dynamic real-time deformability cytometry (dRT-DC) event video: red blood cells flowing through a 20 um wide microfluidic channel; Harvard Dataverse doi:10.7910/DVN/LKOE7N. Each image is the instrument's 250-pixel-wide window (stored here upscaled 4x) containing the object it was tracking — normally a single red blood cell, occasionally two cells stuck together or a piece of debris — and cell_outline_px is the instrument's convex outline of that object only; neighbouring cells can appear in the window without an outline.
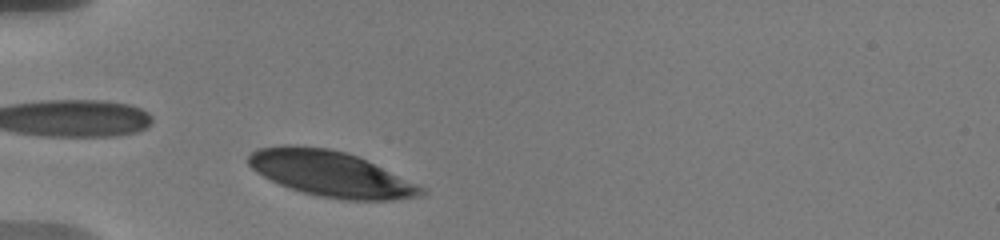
{"species": "human", "species_latin": "Homo sapiens", "temperature_condition": "warm", "stored_images_in_passage": 48, "camera_frame_rate_fps": 3000, "um_per_image_px": 0.085, "donor": {"sex": "male"}, "frame": {"image": 1, "passage_image": 1, "time_ms": 0.0, "image_size_px": [1000, 240], "cell_outline_px": [[424, 192], [420, 196], [392, 200], [344, 200], [316, 196], [280, 184], [256, 172], [248, 164], [248, 156], [252, 152], [260, 148], [280, 144], [296, 144], [332, 148], [356, 156], [424, 188]], "centroid_in_image_um": [28.04, 14.75], "position_along_channel_um": 57.0, "area_um2": 45.37}}
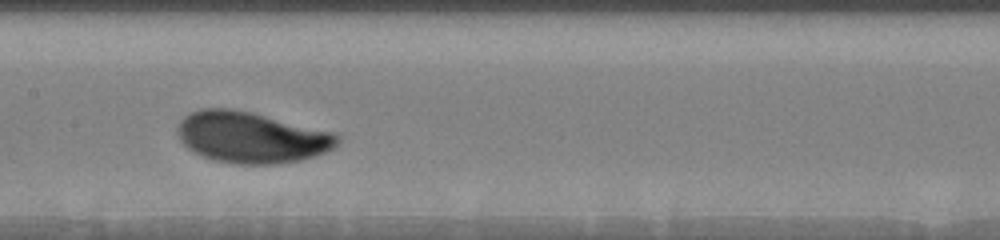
{"frame": {"image": 2, "passage_image": 18, "time_ms": 4.0, "image_size_px": [1000, 240], "cell_outline_px": [[340, 144], [336, 148], [316, 156], [300, 160], [280, 164], [232, 164], [212, 160], [192, 152], [180, 140], [176, 132], [176, 128], [180, 120], [184, 116], [200, 108], [232, 108], [252, 112], [332, 132], [340, 136]], "centroid_in_image_um": [21.36, 11.68], "position_along_channel_um": 186.0, "area_um2": 48.21}}
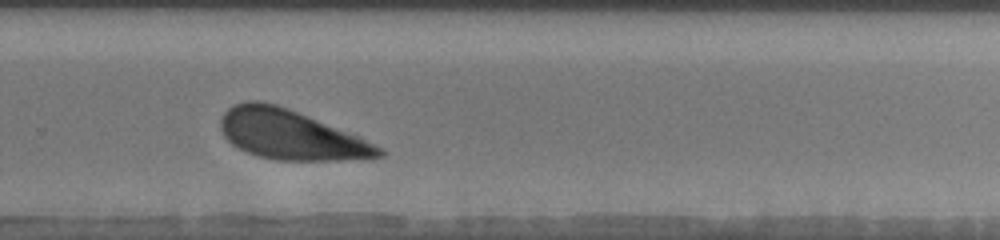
{"frame": {"image": 3, "passage_image": 32, "time_ms": 7.333, "image_size_px": [1000, 240], "cell_outline_px": [[388, 152], [384, 156], [372, 160], [276, 160], [256, 156], [232, 144], [224, 136], [220, 128], [220, 120], [224, 112], [232, 104], [244, 100], [260, 100], [276, 104], [288, 108], [360, 136], [384, 148]], "centroid_in_image_um": [24.77, 11.46], "position_along_channel_um": 305.0, "area_um2": 46.47}, "authors_computed_cell_mechanics": {"area_um2": 47.107, "velocity_mm_per_s": 3.5804, "shape_relaxation_time_tau1_ms": 2.2022, "shape_relaxation_time_tau2_ms": null, "deformation_change_tau1": 0.126, "deformation_change_tau2": null}}